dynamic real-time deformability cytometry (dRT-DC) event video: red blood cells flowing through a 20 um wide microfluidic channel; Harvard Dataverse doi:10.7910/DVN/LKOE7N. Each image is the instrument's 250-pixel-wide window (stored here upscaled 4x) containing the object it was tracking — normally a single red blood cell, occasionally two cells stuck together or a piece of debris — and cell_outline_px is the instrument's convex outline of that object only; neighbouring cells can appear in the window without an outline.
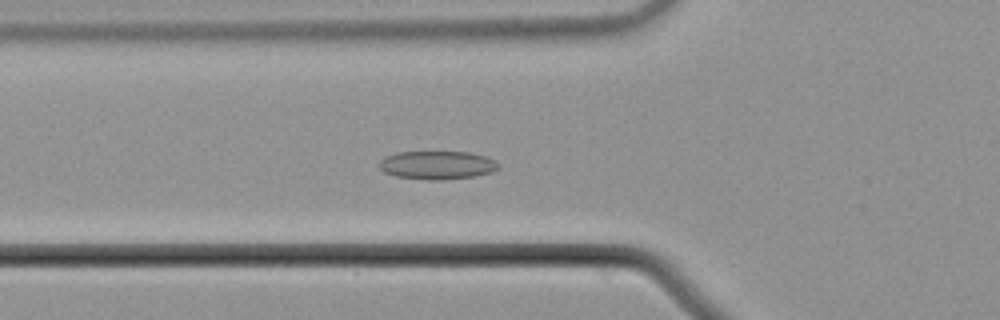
{"species": "common noctule bat (a hibernating species)", "species_latin": "Nyctalus noctula", "temperature_condition": "cold", "stored_images_in_passage": 38, "camera_frame_rate_fps": 3000, "um_per_image_px": 0.085, "animal": {"sex": "male", "body_mass_g": 21.5, "forearm_length_mm": 52.0}, "frame": {"image": 1, "passage_image": 2, "time_ms": 0.333, "image_size_px": [1000, 320], "cell_outline_px": [[500, 164], [492, 172], [472, 176], [444, 180], [428, 180], [396, 176], [384, 172], [380, 168], [380, 160], [384, 156], [396, 152], [468, 152], [484, 156], [496, 160]], "centroid_in_image_um": [37.14, 14.03], "position_along_channel_um": 88.7, "area_um2": 19.65}}
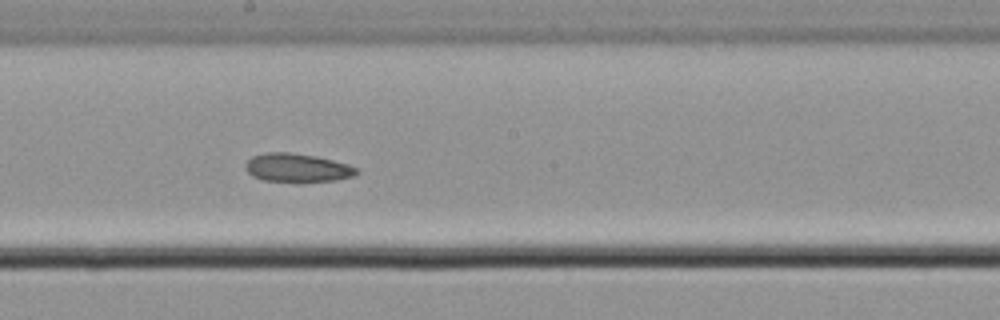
{"frame": {"image": 2, "passage_image": 13, "time_ms": 4.0, "image_size_px": [1000, 320], "cell_outline_px": [[360, 172], [352, 176], [336, 180], [264, 180], [252, 176], [244, 168], [244, 164], [252, 156], [264, 152], [292, 152], [316, 156], [348, 164], [360, 168]], "centroid_in_image_um": [25.26, 14.22], "position_along_channel_um": 222.9, "area_um2": 18.21}}
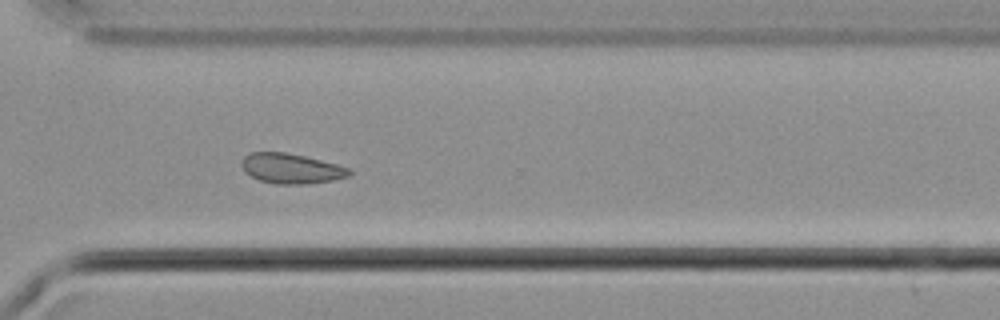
{"frame": {"image": 3, "passage_image": 23, "time_ms": 7.333, "image_size_px": [1000, 320], "cell_outline_px": [[352, 176], [332, 180], [308, 184], [276, 184], [260, 180], [244, 172], [240, 164], [244, 156], [248, 152], [284, 152], [304, 156], [336, 164], [348, 168], [352, 172]], "centroid_in_image_um": [24.73, 14.32], "position_along_channel_um": 345.9, "area_um2": 18.9}}